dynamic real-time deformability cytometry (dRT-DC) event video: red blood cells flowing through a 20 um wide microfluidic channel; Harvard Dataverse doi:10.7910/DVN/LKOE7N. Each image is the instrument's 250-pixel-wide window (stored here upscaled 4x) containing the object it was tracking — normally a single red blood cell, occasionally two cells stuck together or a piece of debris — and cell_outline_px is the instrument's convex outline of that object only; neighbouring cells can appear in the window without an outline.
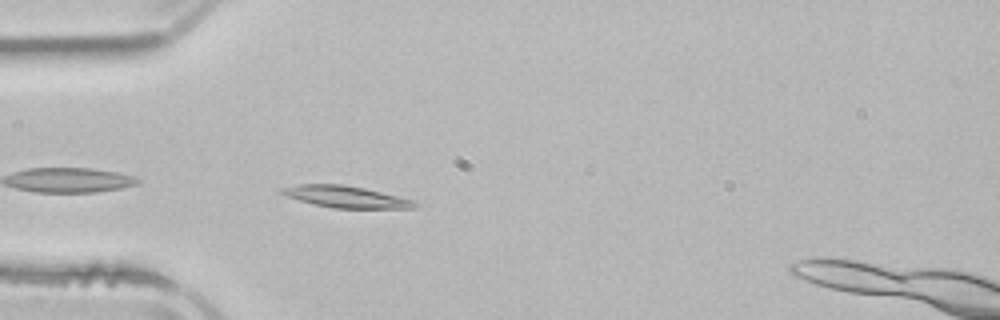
{"species": "common noctule bat (a hibernating species)", "species_latin": "Nyctalus noctula", "temperature_condition": "room temperature", "stored_images_in_passage": 40, "camera_frame_rate_fps": 3000, "um_per_image_px": 0.085, "animal": {"sex": "male", "body_mass_g": 21.5, "forearm_length_mm": 52.0}, "frame": {"image": 1, "passage_image": 2, "time_ms": 0.333, "image_size_px": [1000, 320], "cell_outline_px": [[420, 204], [416, 208], [332, 208], [300, 200], [276, 192], [280, 188], [296, 184], [344, 184], [364, 188], [416, 200]], "centroid_in_image_um": [29.42, 16.72], "position_along_channel_um": 55.6, "area_um2": 16.94}}
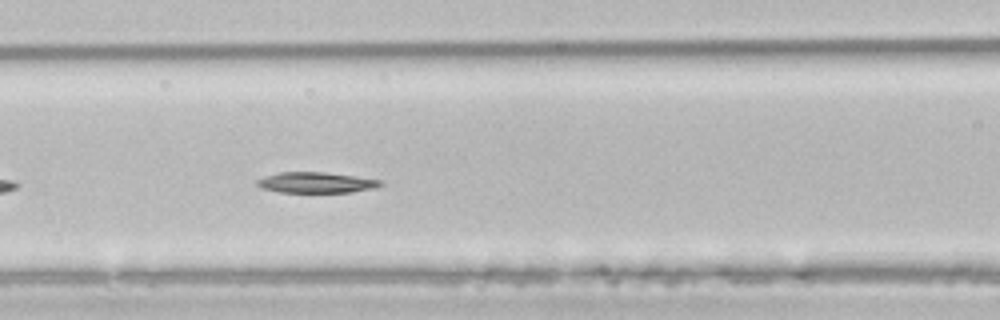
{"frame": {"image": 2, "passage_image": 9, "time_ms": 2.667, "image_size_px": [1000, 320], "cell_outline_px": [[384, 184], [372, 188], [352, 192], [280, 192], [260, 188], [256, 184], [256, 180], [280, 172], [324, 172], [380, 180]], "centroid_in_image_um": [26.83, 15.52], "position_along_channel_um": 139.8, "area_um2": 14.62}}
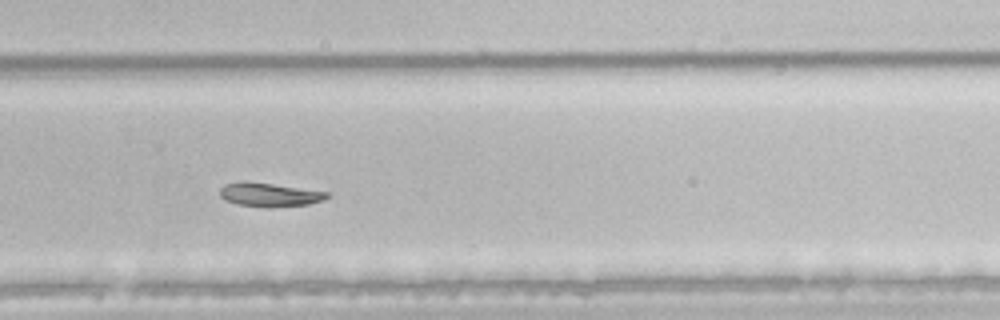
{"frame": {"image": 3, "passage_image": 22, "time_ms": 7.0, "image_size_px": [1000, 320], "cell_outline_px": [[328, 196], [324, 200], [308, 204], [236, 204], [224, 200], [220, 196], [220, 188], [224, 184], [240, 180], [244, 180], [328, 192]], "centroid_in_image_um": [22.82, 16.48], "position_along_channel_um": 307.0, "area_um2": 13.93}, "authors_computed_cell_mechanics": {"area_um2": 15.6927, "velocity_mm_per_s": 3.8731, "shape_relaxation_time_tau1_ms": 6.0127, "shape_relaxation_time_tau2_ms": null, "deformation_change_tau1": 0.1392, "deformation_change_tau2": null}}